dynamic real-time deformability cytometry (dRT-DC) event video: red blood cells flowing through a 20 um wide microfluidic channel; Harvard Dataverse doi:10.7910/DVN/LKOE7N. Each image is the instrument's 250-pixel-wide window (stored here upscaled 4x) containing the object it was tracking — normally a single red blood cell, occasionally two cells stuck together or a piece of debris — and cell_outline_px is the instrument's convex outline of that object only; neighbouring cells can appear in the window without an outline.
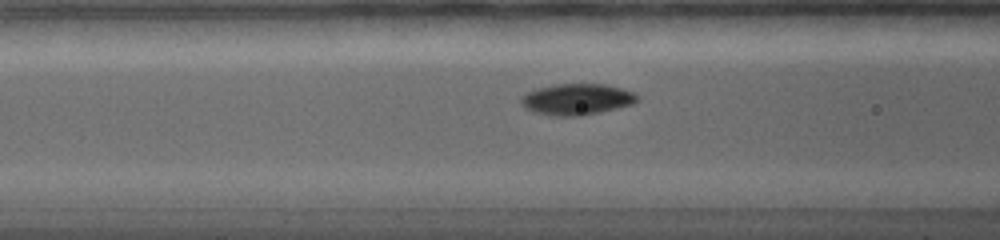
{"species": "common noctule bat (a hibernating species)", "species_latin": "Nyctalus noctula", "temperature_condition": "warm", "stored_images_in_passage": 34, "camera_frame_rate_fps": 5000, "um_per_image_px": 0.085, "animal": {"sex": "female", "body_mass_g": 19.0, "forearm_length_mm": 56.7}, "frame": {"image": 1, "passage_image": 7, "time_ms": 2.2, "image_size_px": [1000, 240], "cell_outline_px": [[636, 100], [632, 104], [600, 112], [580, 116], [552, 116], [536, 112], [520, 104], [520, 96], [536, 88], [556, 84], [604, 84], [620, 88], [632, 92], [636, 96]], "centroid_in_image_um": [48.97, 8.44], "position_along_channel_um": 117.6, "area_um2": 20.87}}
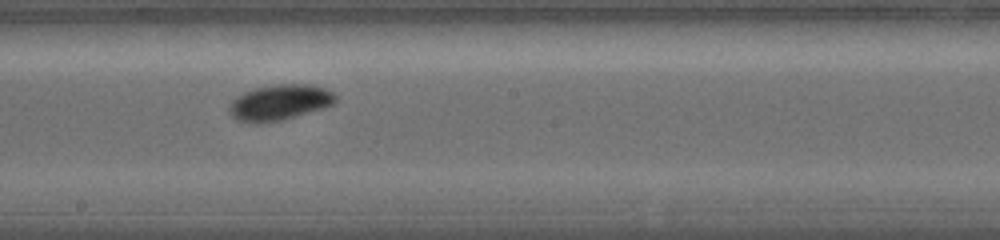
{"frame": {"image": 2, "passage_image": 13, "time_ms": 5.0, "image_size_px": [1000, 240], "cell_outline_px": [[336, 100], [332, 104], [324, 108], [284, 120], [256, 124], [248, 124], [236, 120], [228, 112], [228, 108], [232, 100], [236, 96], [244, 92], [256, 88], [276, 84], [308, 84], [324, 88], [332, 92], [336, 96]], "centroid_in_image_um": [23.72, 8.73], "position_along_channel_um": 224.5, "area_um2": 22.37}}
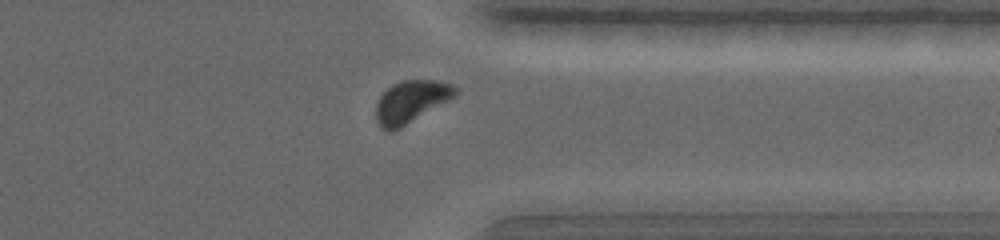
{"frame": {"image": 3, "passage_image": 27, "time_ms": 9.0, "image_size_px": [1000, 240], "cell_outline_px": [[456, 92], [448, 100], [400, 128], [392, 132], [388, 132], [376, 120], [376, 104], [380, 96], [392, 84], [400, 80], [436, 80], [452, 84], [456, 88]], "centroid_in_image_um": [34.89, 8.63], "position_along_channel_um": 376.5, "area_um2": 19.13}}